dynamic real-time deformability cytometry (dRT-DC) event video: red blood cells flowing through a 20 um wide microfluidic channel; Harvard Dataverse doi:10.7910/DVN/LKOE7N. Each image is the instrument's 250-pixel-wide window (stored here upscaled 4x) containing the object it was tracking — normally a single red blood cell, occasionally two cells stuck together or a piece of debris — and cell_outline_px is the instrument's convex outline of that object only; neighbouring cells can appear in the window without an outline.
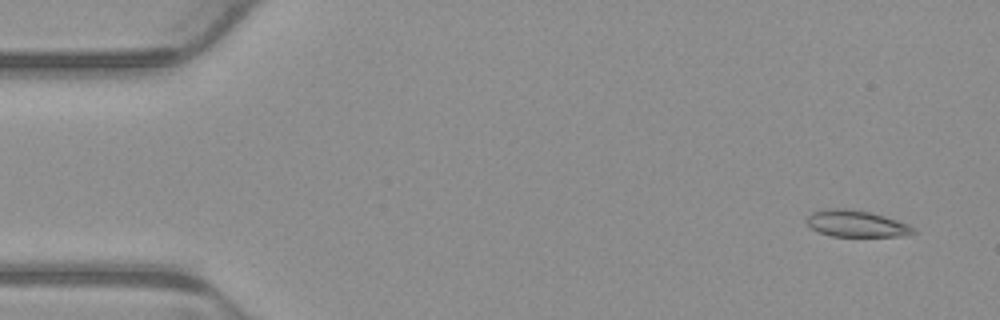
{"species": "common noctule bat (a hibernating species)", "species_latin": "Nyctalus noctula", "temperature_condition": "warm", "stored_images_in_passage": 6, "camera_frame_rate_fps": 3000, "um_per_image_px": 0.085, "animal": {"sex": "male", "body_mass_g": 23.1, "forearm_length_mm": 52.7}, "frame": {"image": 1, "passage_image": 1, "time_ms": 0.0, "image_size_px": [1000, 320], "cell_outline_px": [[916, 232], [900, 236], [832, 236], [820, 232], [812, 228], [804, 220], [812, 212], [824, 208], [844, 208], [868, 212], [884, 216], [908, 224]], "centroid_in_image_um": [72.73, 19.0], "position_along_channel_um": 12.3, "area_um2": 16.3}}
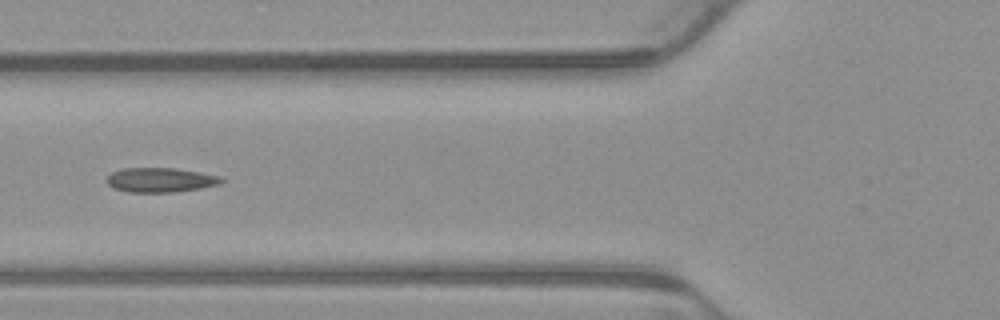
{"frame": {"image": 2, "passage_image": 5, "time_ms": 1.333, "image_size_px": [1000, 320], "cell_outline_px": [[224, 180], [220, 184], [200, 188], [172, 192], [128, 192], [112, 188], [108, 184], [108, 176], [112, 172], [124, 168], [176, 168], [200, 172], [220, 176]], "centroid_in_image_um": [13.64, 15.29], "position_along_channel_um": 112.2, "area_um2": 16.3}}
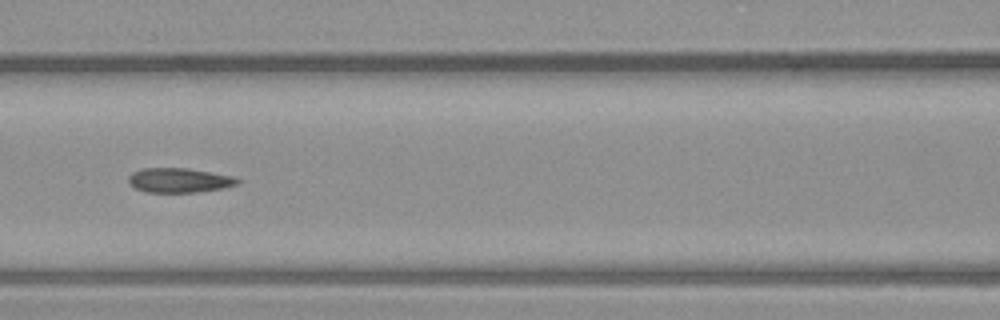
{"frame": {"image": 3, "passage_image": 6, "time_ms": 1.667, "image_size_px": [1000, 320], "cell_outline_px": [[240, 184], [224, 188], [200, 192], [144, 192], [128, 184], [128, 176], [132, 172], [144, 168], [188, 168], [236, 176], [240, 180]], "centroid_in_image_um": [15.27, 15.32], "position_along_channel_um": 151.3, "area_um2": 15.9}}